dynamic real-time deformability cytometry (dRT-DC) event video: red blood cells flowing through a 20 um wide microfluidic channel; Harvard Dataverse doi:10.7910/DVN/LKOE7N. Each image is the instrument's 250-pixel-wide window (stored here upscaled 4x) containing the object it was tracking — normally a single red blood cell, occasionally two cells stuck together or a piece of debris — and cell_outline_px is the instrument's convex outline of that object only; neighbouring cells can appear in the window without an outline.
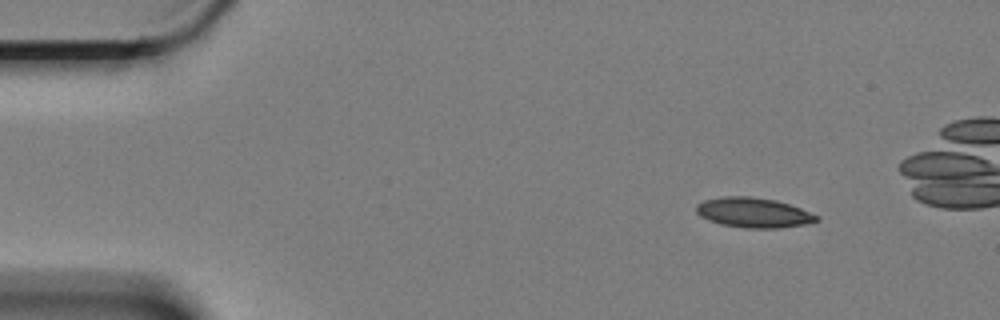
{"species": "Egyptian fruit bat (a non-hibernating species)", "species_latin": "Rousettus aegyptiacus", "temperature_condition": "cold", "stored_images_in_passage": 49, "camera_frame_rate_fps": 3000, "um_per_image_px": 0.085, "animal": {"sex": "female"}, "frame": {"image": 1, "passage_image": 1, "time_ms": 0.0, "image_size_px": [1000, 320], "cell_outline_px": [[820, 220], [804, 224], [780, 228], [744, 228], [724, 224], [708, 220], [700, 216], [696, 212], [696, 204], [704, 200], [720, 196], [748, 196], [776, 200], [800, 208], [820, 216]], "centroid_in_image_um": [64.04, 18.06], "position_along_channel_um": 21.0, "area_um2": 20.98}}
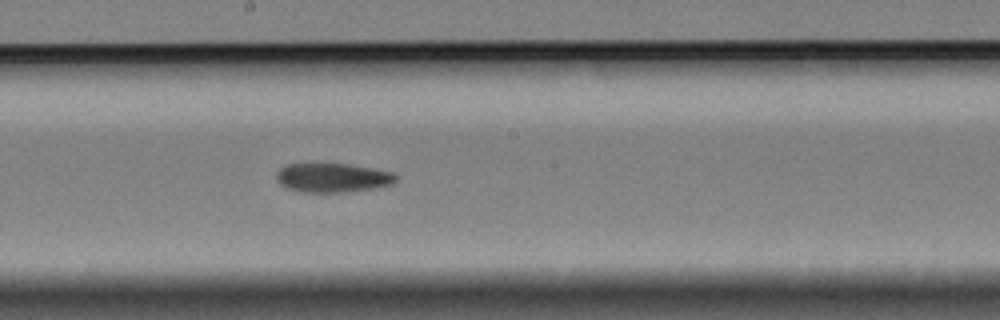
{"frame": {"image": 2, "passage_image": 26, "time_ms": 8.333, "image_size_px": [1000, 320], "cell_outline_px": [[400, 176], [392, 184], [376, 188], [348, 192], [300, 192], [284, 188], [276, 180], [276, 172], [280, 168], [288, 164], [348, 164], [396, 172]], "centroid_in_image_um": [28.3, 15.11], "position_along_channel_um": 219.9, "area_um2": 20.63}}
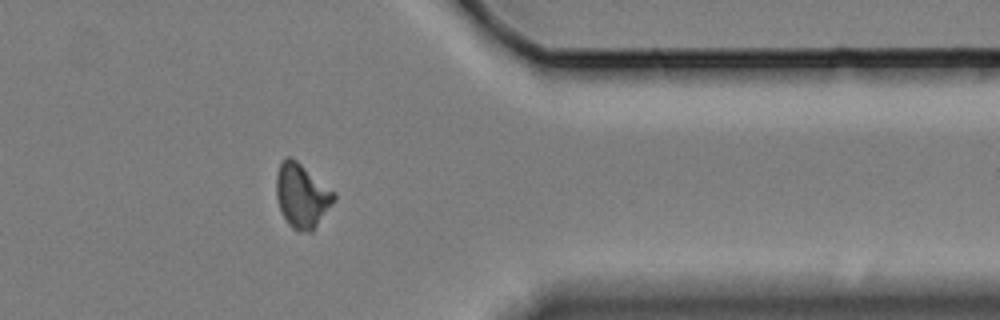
{"frame": {"image": 3, "passage_image": 42, "time_ms": 13.667, "image_size_px": [1000, 320], "cell_outline_px": [[336, 200], [312, 232], [308, 232], [292, 228], [288, 224], [280, 208], [276, 196], [276, 172], [284, 156], [292, 156], [336, 192]], "centroid_in_image_um": [25.67, 16.59], "position_along_channel_um": 385.7, "area_um2": 21.79}}